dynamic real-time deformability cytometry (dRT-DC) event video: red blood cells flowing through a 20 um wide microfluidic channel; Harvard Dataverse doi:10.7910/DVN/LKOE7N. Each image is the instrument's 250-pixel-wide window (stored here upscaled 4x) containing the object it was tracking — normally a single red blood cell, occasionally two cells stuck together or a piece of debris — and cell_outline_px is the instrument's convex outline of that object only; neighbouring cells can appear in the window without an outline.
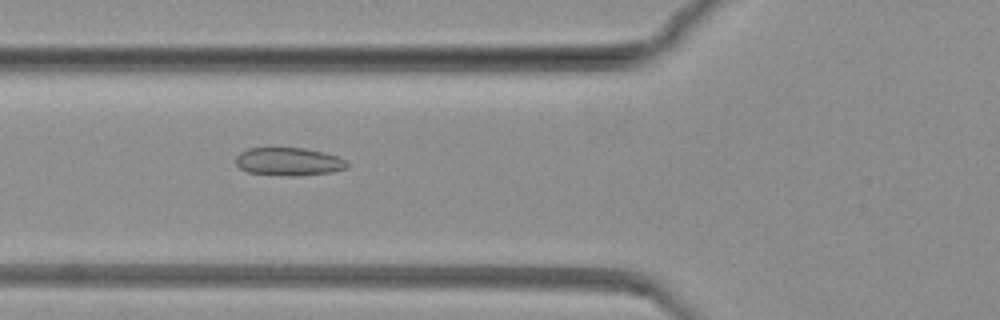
{"species": "common noctule bat (a hibernating species)", "species_latin": "Nyctalus noctula", "temperature_condition": "warm", "stored_images_in_passage": 35, "camera_frame_rate_fps": 3000, "um_per_image_px": 0.085, "animal": {"sex": "female", "body_mass_g": 19.3, "forearm_length_mm": 54.1}, "frame": {"image": 1, "passage_image": 30, "time_ms": 9.667, "image_size_px": [1000, 320], "cell_outline_px": [[348, 168], [332, 172], [292, 176], [248, 172], [240, 168], [236, 164], [236, 156], [240, 152], [248, 148], [304, 148], [324, 152], [336, 156], [344, 160], [348, 164]], "centroid_in_image_um": [24.54, 13.73], "position_along_channel_um": 101.3, "area_um2": 18.03}}